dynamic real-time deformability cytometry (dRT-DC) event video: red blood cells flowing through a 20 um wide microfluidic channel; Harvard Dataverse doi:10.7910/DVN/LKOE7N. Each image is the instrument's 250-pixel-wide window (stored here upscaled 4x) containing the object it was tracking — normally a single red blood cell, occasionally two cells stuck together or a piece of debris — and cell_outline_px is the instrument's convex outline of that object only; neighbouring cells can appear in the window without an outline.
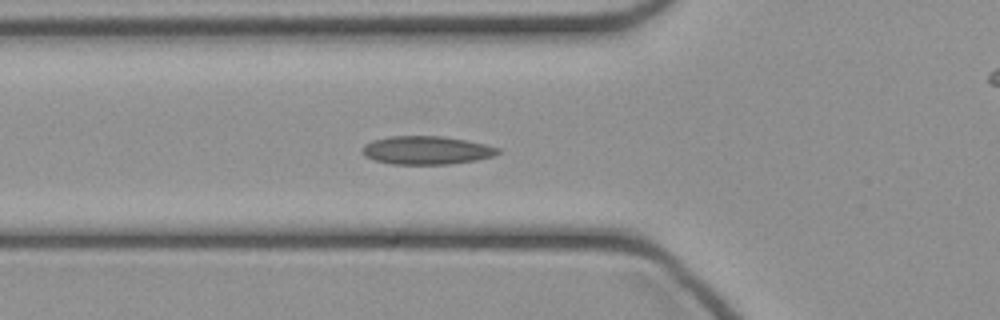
{"species": "common noctule bat (a hibernating species)", "species_latin": "Nyctalus noctula", "temperature_condition": "cold", "stored_images_in_passage": 30, "camera_frame_rate_fps": 3000, "um_per_image_px": 0.085, "animal": {"sex": "female", "body_mass_g": 21.9}, "frame": {"image": 1, "passage_image": 2, "time_ms": 0.333, "image_size_px": [1000, 320], "cell_outline_px": [[500, 152], [492, 156], [476, 160], [448, 164], [392, 164], [376, 160], [364, 156], [360, 152], [364, 144], [372, 140], [388, 136], [440, 136], [464, 140], [484, 144], [500, 148]], "centroid_in_image_um": [36.2, 12.77], "position_along_channel_um": 89.6, "area_um2": 22.31}}
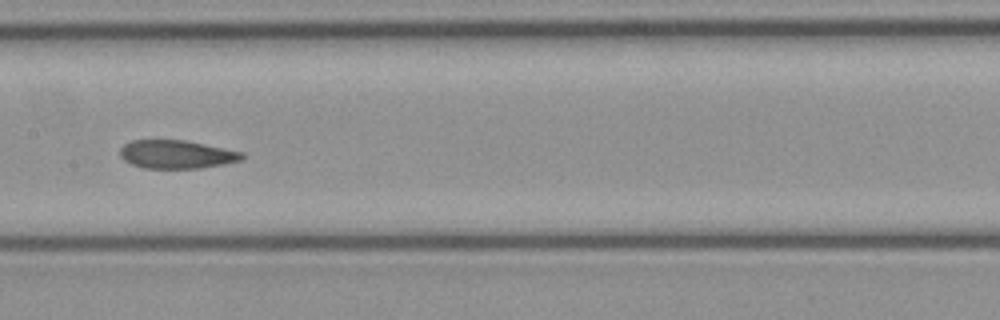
{"frame": {"image": 2, "passage_image": 9, "time_ms": 2.667, "image_size_px": [1000, 320], "cell_outline_px": [[244, 156], [240, 160], [224, 164], [200, 168], [144, 168], [132, 164], [124, 160], [120, 156], [120, 148], [124, 144], [132, 140], [184, 140], [244, 152]], "centroid_in_image_um": [14.99, 13.12], "position_along_channel_um": 192.4, "area_um2": 20.06}}
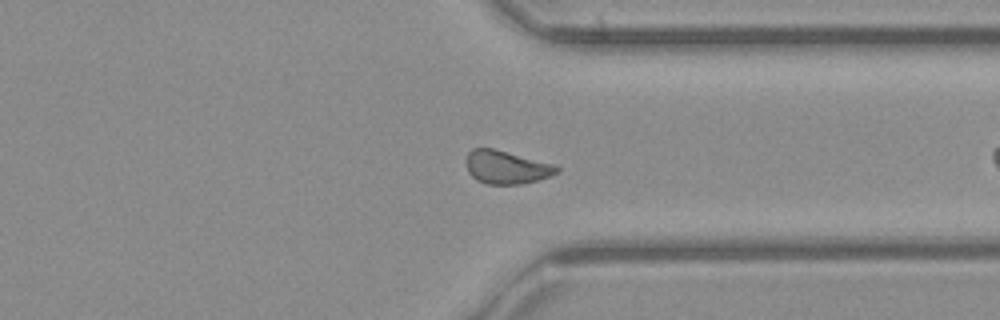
{"frame": {"image": 3, "passage_image": 18, "time_ms": 5.667, "image_size_px": [1000, 320], "cell_outline_px": [[560, 172], [552, 176], [520, 184], [488, 184], [476, 180], [468, 172], [468, 152], [472, 148], [492, 148], [556, 164], [560, 168]], "centroid_in_image_um": [43.1, 14.21], "position_along_channel_um": 368.3, "area_um2": 17.51}}